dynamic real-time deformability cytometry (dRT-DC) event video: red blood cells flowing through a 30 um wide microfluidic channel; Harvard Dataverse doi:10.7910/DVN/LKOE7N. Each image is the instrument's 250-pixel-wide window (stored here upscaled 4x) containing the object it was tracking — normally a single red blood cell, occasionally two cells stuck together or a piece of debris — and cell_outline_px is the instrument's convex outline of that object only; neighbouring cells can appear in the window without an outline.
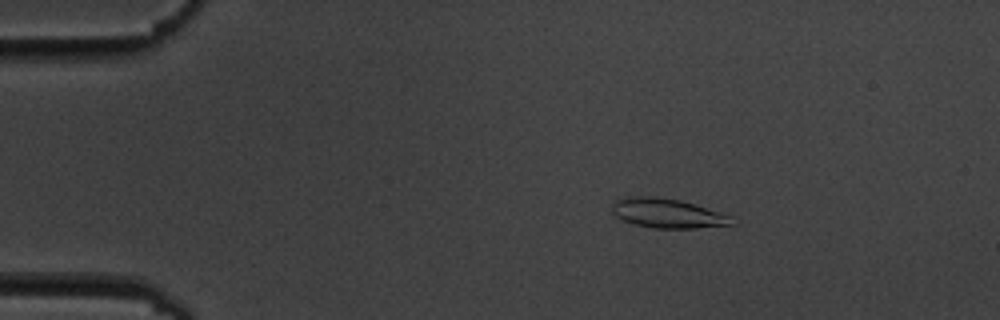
{"species": "common noctule bat (a hibernating species)", "species_latin": "Nyctalus noctula", "temperature_condition": "cold", "stored_images_in_passage": 5, "camera_frame_rate_fps": 3000, "um_per_image_px": 0.085, "animal": {"sex": "male", "body_mass_g": 19.5, "forearm_length_mm": 54.6}, "frame": {"image": 1, "passage_image": 3, "time_ms": 2.333, "image_size_px": [1000, 320], "cell_outline_px": [[736, 224], [696, 228], [652, 228], [636, 224], [624, 220], [616, 216], [612, 212], [612, 204], [616, 200], [628, 196], [656, 196], [680, 200], [732, 216]], "centroid_in_image_um": [56.74, 18.12], "position_along_channel_um": 28.3, "area_um2": 20.46}}